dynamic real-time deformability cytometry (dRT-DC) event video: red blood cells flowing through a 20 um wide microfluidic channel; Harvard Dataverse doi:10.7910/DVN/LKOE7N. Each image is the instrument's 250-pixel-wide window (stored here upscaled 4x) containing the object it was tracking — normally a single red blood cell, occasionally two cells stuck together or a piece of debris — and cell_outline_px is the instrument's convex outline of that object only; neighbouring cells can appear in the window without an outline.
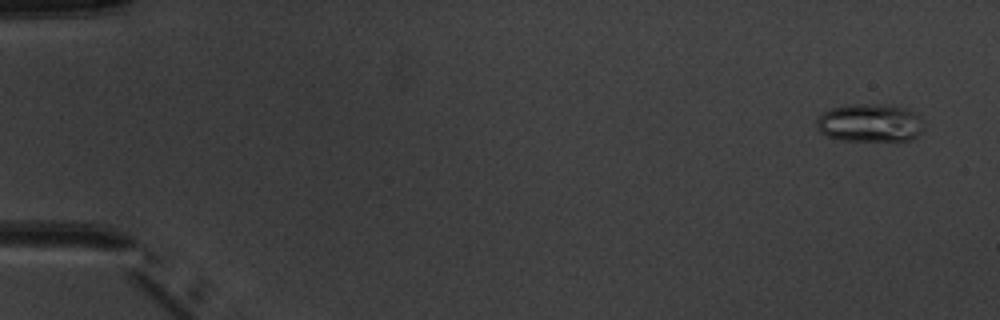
{"species": "common noctule bat (a hibernating species)", "species_latin": "Nyctalus noctula", "temperature_condition": "warm", "stored_images_in_passage": 5, "camera_frame_rate_fps": 3000, "um_per_image_px": 0.085, "animal": {"sex": "male", "body_mass_g": 20.1, "forearm_length_mm": 53.5}, "frame": {"image": 1, "passage_image": 1, "time_ms": 0.0, "image_size_px": [1000, 320], "cell_outline_px": [[924, 128], [912, 140], [840, 140], [828, 136], [820, 132], [816, 128], [816, 120], [824, 112], [832, 108], [852, 104], [884, 104], [904, 108], [920, 116]], "centroid_in_image_um": [73.93, 10.45], "position_along_channel_um": 11.1, "area_um2": 23.7}}